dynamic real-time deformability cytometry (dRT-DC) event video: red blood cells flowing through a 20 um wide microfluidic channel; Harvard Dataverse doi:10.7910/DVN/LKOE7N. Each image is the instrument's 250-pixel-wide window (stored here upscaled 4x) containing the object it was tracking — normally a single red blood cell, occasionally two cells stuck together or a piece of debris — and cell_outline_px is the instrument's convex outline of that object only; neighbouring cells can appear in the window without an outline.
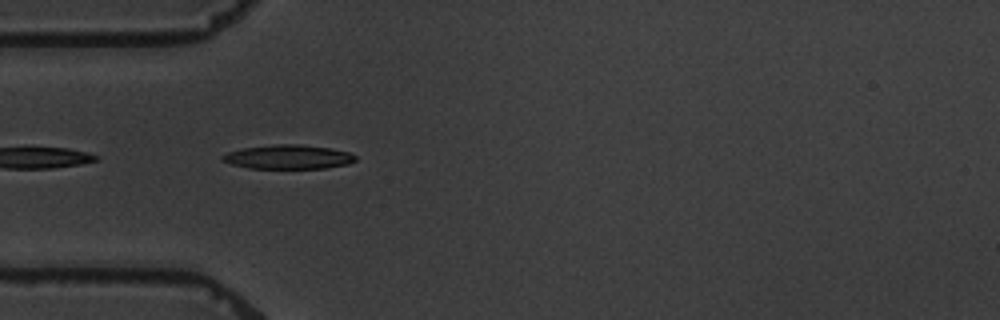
{"species": "common noctule bat (a hibernating species)", "species_latin": "Nyctalus noctula", "temperature_condition": "warm", "stored_images_in_passage": 3, "camera_frame_rate_fps": 3000, "um_per_image_px": 0.085, "animal": {"sex": "male", "body_mass_g": 19.5, "forearm_length_mm": 54.6}, "frame": {"image": 1, "passage_image": 1, "time_ms": 0.0, "image_size_px": [1000, 320], "cell_outline_px": [[356, 160], [348, 164], [324, 168], [248, 168], [232, 164], [220, 160], [220, 156], [228, 152], [244, 148], [276, 144], [300, 144], [332, 148], [352, 152], [356, 156]], "centroid_in_image_um": [24.53, 13.33], "position_along_channel_um": 60.5, "area_um2": 18.79}}
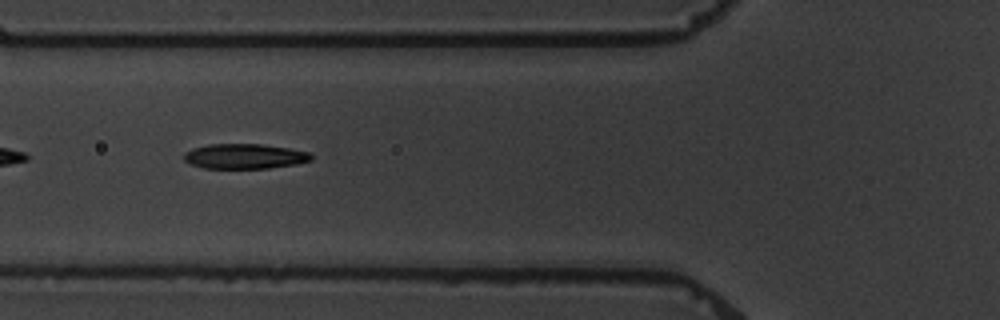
{"frame": {"image": 2, "passage_image": 2, "time_ms": 1.333, "image_size_px": [1000, 320], "cell_outline_px": [[312, 160], [296, 164], [268, 168], [204, 168], [192, 164], [184, 160], [184, 152], [192, 148], [208, 144], [260, 144], [288, 148], [312, 152]], "centroid_in_image_um": [20.8, 13.28], "position_along_channel_um": 105.0, "area_um2": 18.55}}
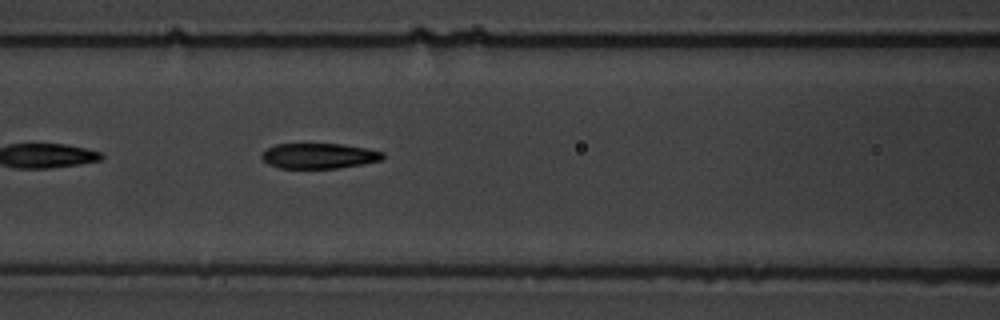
{"frame": {"image": 3, "passage_image": 3, "time_ms": 2.333, "image_size_px": [1000, 320], "cell_outline_px": [[384, 156], [380, 160], [364, 164], [336, 168], [280, 168], [268, 164], [260, 156], [268, 148], [276, 144], [340, 144], [368, 148], [384, 152]], "centroid_in_image_um": [27.13, 13.25], "position_along_channel_um": 139.5, "area_um2": 17.8}}